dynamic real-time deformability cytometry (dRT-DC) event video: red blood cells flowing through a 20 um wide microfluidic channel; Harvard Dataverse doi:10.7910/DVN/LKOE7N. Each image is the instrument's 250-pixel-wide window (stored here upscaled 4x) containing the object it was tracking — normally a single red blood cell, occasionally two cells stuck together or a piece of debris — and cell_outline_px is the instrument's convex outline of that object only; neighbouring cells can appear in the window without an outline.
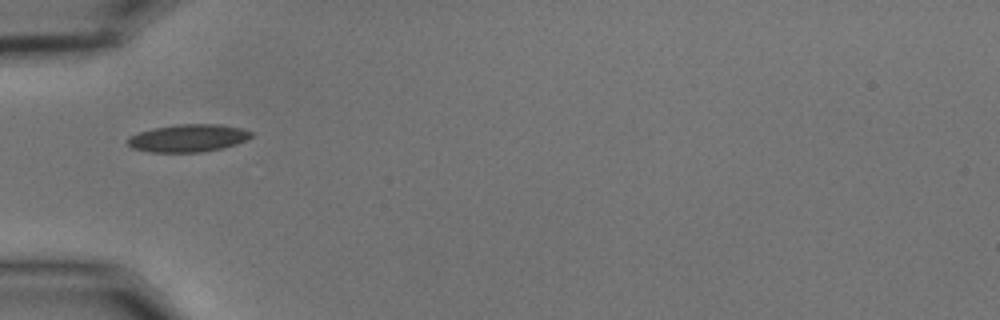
{"species": "common noctule bat (a hibernating species)", "species_latin": "Nyctalus noctula", "temperature_condition": "cold", "stored_images_in_passage": 31, "camera_frame_rate_fps": 3000, "um_per_image_px": 0.085, "animal": {"sex": "male", "body_mass_g": 15.6}, "frame": {"image": 1, "passage_image": 1, "time_ms": 0.0, "image_size_px": [1000, 320], "cell_outline_px": [[252, 136], [236, 144], [224, 148], [200, 152], [148, 152], [132, 148], [128, 144], [128, 136], [152, 128], [176, 124], [220, 124], [240, 128], [252, 132]], "centroid_in_image_um": [15.97, 11.74], "position_along_channel_um": 69.0, "area_um2": 19.88}}
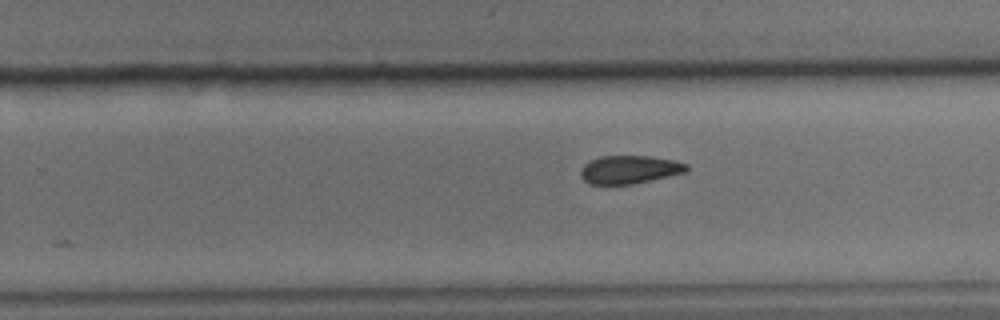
{"frame": {"image": 2, "passage_image": 18, "time_ms": 5.667, "image_size_px": [1000, 320], "cell_outline_px": [[688, 168], [684, 172], [668, 176], [632, 184], [588, 184], [580, 176], [580, 168], [584, 164], [600, 156], [652, 156], [672, 160], [688, 164]], "centroid_in_image_um": [53.46, 14.41], "position_along_channel_um": 276.3, "area_um2": 17.28}}
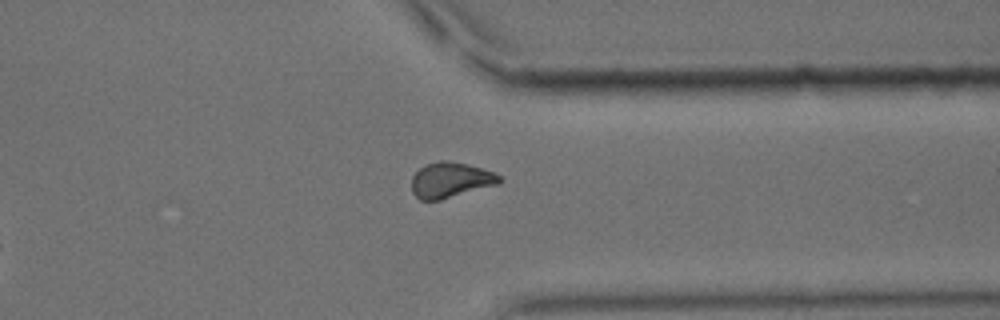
{"frame": {"image": 3, "passage_image": 26, "time_ms": 8.333, "image_size_px": [1000, 320], "cell_outline_px": [[504, 180], [500, 184], [440, 200], [420, 200], [412, 192], [412, 176], [424, 164], [440, 160], [448, 160], [468, 164], [496, 172]], "centroid_in_image_um": [38.33, 15.29], "position_along_channel_um": 373.1, "area_um2": 18.44}, "authors_computed_cell_mechanics": {"area_um2": 18.4382, "velocity_mm_per_s": 3.6579, "shape_relaxation_time_tau1_ms": 4.088, "shape_relaxation_time_tau2_ms": null, "deformation_change_tau1": 0.1095, "deformation_change_tau2": null}}